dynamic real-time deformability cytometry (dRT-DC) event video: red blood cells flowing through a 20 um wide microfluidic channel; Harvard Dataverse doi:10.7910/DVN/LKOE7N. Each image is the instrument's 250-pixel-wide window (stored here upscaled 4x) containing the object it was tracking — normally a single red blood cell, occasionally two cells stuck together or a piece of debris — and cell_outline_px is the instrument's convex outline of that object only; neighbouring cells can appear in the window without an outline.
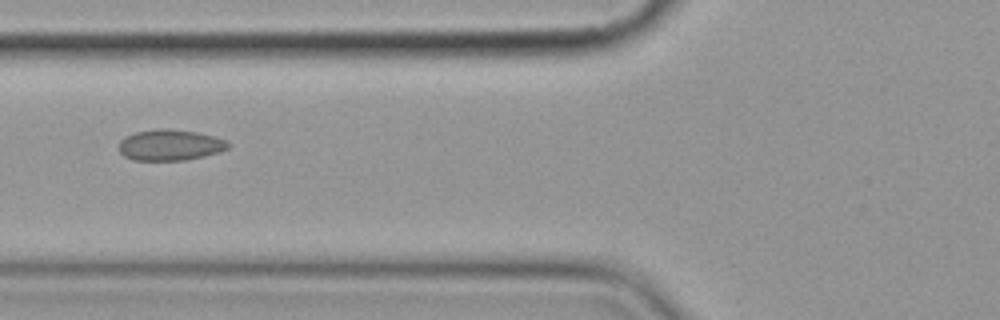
{"species": "common noctule bat (a hibernating species)", "species_latin": "Nyctalus noctula", "temperature_condition": "cold", "stored_images_in_passage": 5, "camera_frame_rate_fps": 3000, "um_per_image_px": 0.085, "animal": {"sex": "female", "body_mass_g": 19.9}, "frame": {"image": 1, "passage_image": 2, "time_ms": 1.333, "image_size_px": [1000, 320], "cell_outline_px": [[232, 144], [228, 148], [220, 152], [204, 156], [184, 160], [132, 160], [124, 156], [120, 152], [120, 140], [124, 136], [136, 132], [156, 128], [168, 128], [196, 132], [228, 140]], "centroid_in_image_um": [14.47, 12.32], "position_along_channel_um": 111.3, "area_um2": 19.88}}
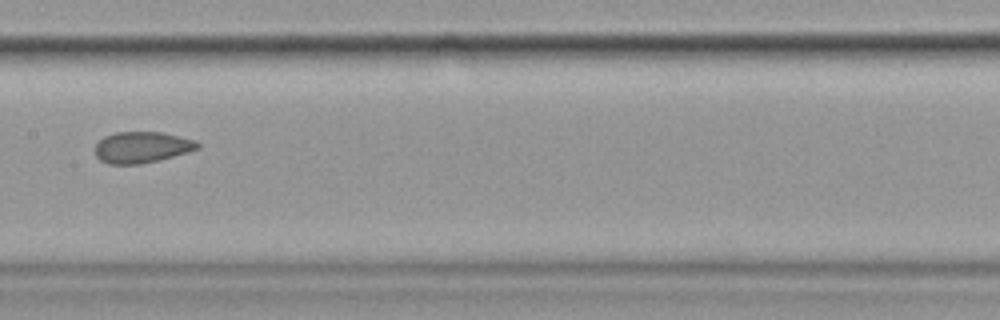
{"frame": {"image": 2, "passage_image": 4, "time_ms": 3.667, "image_size_px": [1000, 320], "cell_outline_px": [[200, 148], [188, 152], [140, 164], [108, 164], [100, 160], [96, 156], [96, 144], [104, 136], [116, 132], [160, 132], [196, 140], [200, 144]], "centroid_in_image_um": [12.05, 12.51], "position_along_channel_um": 195.3, "area_um2": 18.5}}
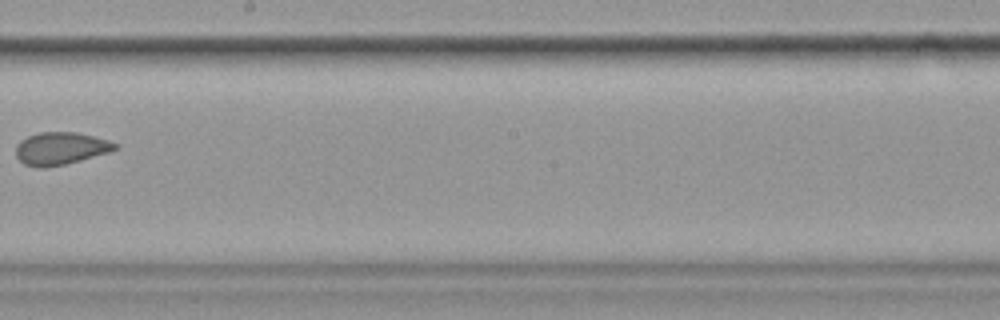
{"frame": {"image": 3, "passage_image": 5, "time_ms": 5.0, "image_size_px": [1000, 320], "cell_outline_px": [[120, 148], [108, 152], [80, 160], [64, 164], [44, 168], [40, 168], [24, 164], [16, 156], [16, 144], [20, 140], [28, 136], [40, 132], [76, 132], [108, 140], [120, 144]], "centroid_in_image_um": [5.15, 12.61], "position_along_channel_um": 243.0, "area_um2": 18.79}}